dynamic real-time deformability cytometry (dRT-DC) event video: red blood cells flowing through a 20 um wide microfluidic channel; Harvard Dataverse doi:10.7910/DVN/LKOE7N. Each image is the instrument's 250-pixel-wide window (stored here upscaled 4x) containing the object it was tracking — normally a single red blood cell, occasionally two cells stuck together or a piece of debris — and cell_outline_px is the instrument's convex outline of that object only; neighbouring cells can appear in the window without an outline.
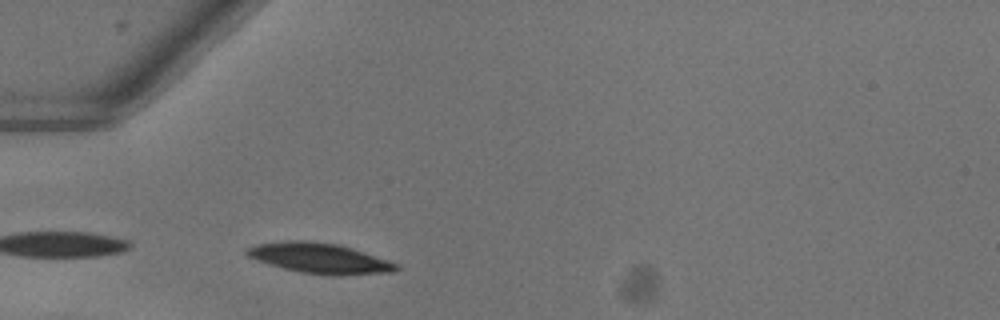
{"species": "common noctule bat (a hibernating species)", "species_latin": "Nyctalus noctula", "temperature_condition": "warm", "stored_images_in_passage": 13, "camera_frame_rate_fps": 3000, "um_per_image_px": 0.085, "animal": {"sex": "female"}, "frame": {"image": 1, "passage_image": 1, "time_ms": 0.0, "image_size_px": [1000, 320], "cell_outline_px": [[400, 268], [396, 272], [340, 276], [332, 276], [300, 272], [268, 264], [248, 256], [244, 252], [244, 248], [256, 244], [288, 240], [312, 240], [340, 244], [400, 264]], "centroid_in_image_um": [27.2, 21.95], "position_along_channel_um": 57.8, "area_um2": 26.88}}
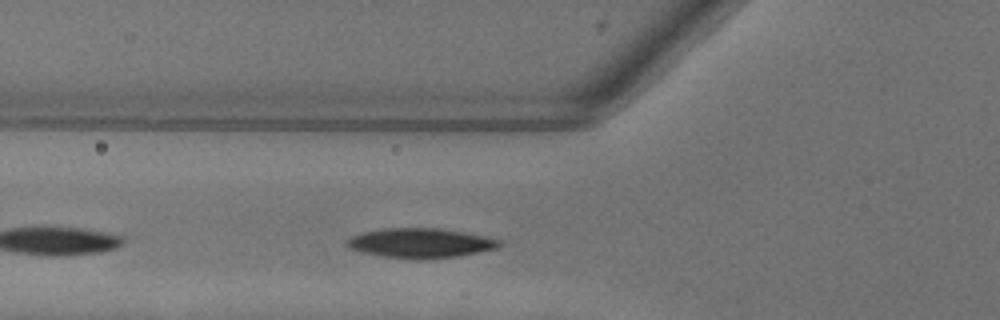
{"frame": {"image": 2, "passage_image": 4, "time_ms": 1.0, "image_size_px": [1000, 320], "cell_outline_px": [[500, 244], [496, 248], [456, 256], [420, 260], [416, 260], [384, 256], [364, 252], [348, 248], [344, 244], [352, 236], [364, 232], [384, 228], [440, 228], [464, 232], [484, 236], [500, 240]], "centroid_in_image_um": [35.7, 20.66], "position_along_channel_um": 90.1, "area_um2": 26.07}}
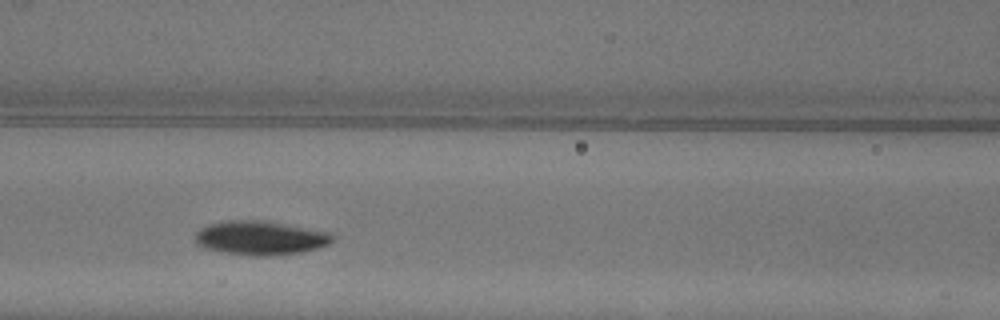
{"frame": {"image": 3, "passage_image": 8, "time_ms": 2.333, "image_size_px": [1000, 320], "cell_outline_px": [[332, 240], [328, 244], [316, 248], [300, 252], [268, 256], [256, 256], [224, 252], [204, 248], [196, 244], [196, 232], [200, 228], [208, 224], [228, 220], [264, 220], [332, 232]], "centroid_in_image_um": [22.11, 20.21], "position_along_channel_um": 144.5, "area_um2": 27.17}}